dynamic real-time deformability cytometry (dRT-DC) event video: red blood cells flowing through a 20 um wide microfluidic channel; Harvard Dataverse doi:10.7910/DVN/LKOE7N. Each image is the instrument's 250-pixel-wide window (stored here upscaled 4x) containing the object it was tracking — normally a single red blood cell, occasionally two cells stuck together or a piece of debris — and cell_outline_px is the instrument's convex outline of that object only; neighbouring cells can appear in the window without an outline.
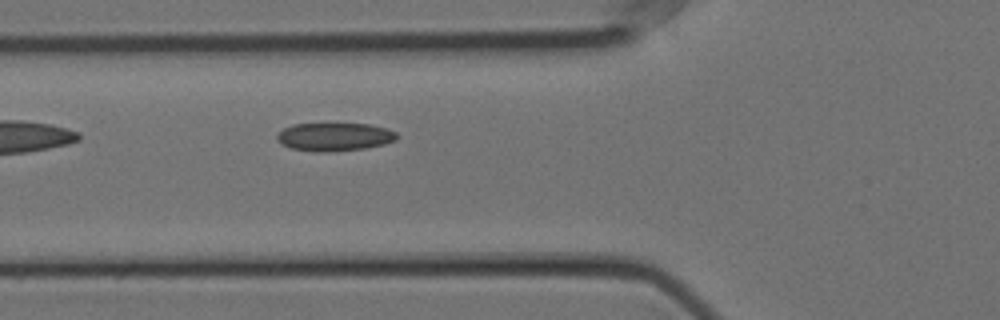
{"species": "Egyptian fruit bat (a non-hibernating species)", "species_latin": "Rousettus aegyptiacus", "temperature_condition": "cold", "stored_images_in_passage": 7, "camera_frame_rate_fps": 3000, "um_per_image_px": 0.085, "animal": {"sex": "female"}, "frame": {"image": 1, "passage_image": 3, "time_ms": 0.667, "image_size_px": [1000, 320], "cell_outline_px": [[396, 140], [384, 144], [364, 148], [332, 152], [316, 152], [292, 148], [280, 144], [276, 140], [276, 136], [284, 128], [292, 124], [368, 124], [388, 128], [396, 132]], "centroid_in_image_um": [28.41, 11.63], "position_along_channel_um": 97.4, "area_um2": 19.71}}